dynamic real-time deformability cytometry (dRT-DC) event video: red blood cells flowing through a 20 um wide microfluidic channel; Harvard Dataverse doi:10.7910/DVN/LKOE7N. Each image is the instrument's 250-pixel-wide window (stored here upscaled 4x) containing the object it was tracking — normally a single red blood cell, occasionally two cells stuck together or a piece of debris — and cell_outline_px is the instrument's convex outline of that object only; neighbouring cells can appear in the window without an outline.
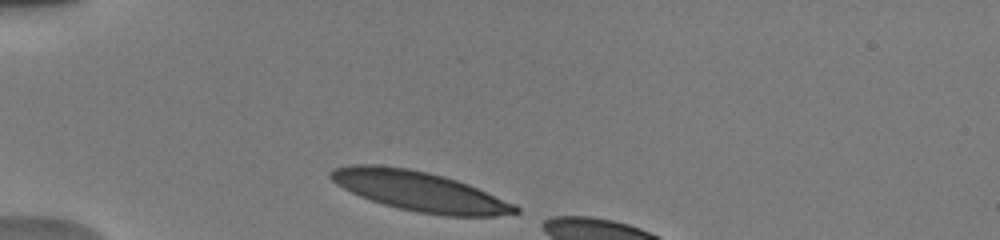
{"species": "human", "species_latin": "Homo sapiens", "temperature_condition": "warm", "stored_images_in_passage": 5, "camera_frame_rate_fps": 3000, "um_per_image_px": 0.085, "donor": {"sex": "male"}, "frame": {"image": 1, "passage_image": 1, "time_ms": 0.0, "image_size_px": [1000, 240], "cell_outline_px": [[520, 212], [496, 216], [444, 216], [420, 212], [400, 208], [384, 204], [360, 196], [336, 184], [328, 176], [328, 172], [332, 168], [348, 164], [376, 164], [408, 168], [428, 172], [444, 176], [468, 184], [516, 204], [520, 208]], "centroid_in_image_um": [35.65, 16.24], "position_along_channel_um": 49.4, "area_um2": 42.77}}